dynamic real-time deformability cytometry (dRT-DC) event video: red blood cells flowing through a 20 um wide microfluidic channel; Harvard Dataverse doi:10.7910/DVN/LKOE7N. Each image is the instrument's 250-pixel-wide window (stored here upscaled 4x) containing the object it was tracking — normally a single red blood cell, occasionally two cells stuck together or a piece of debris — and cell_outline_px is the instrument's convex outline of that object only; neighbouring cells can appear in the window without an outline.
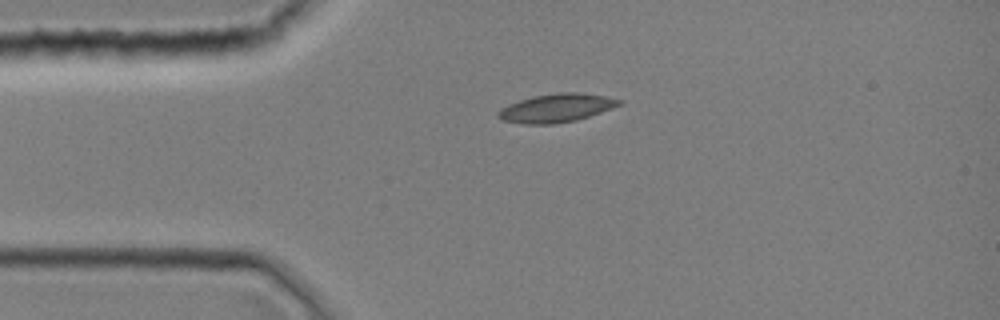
{"species": "common noctule bat (a hibernating species)", "species_latin": "Nyctalus noctula", "temperature_condition": "room temperature", "stored_images_in_passage": 2, "camera_frame_rate_fps": 3000, "um_per_image_px": 0.085, "animal": {"sex": "female", "body_mass_g": 19.0, "forearm_length_mm": 51.5}, "frame": {"image": 1, "passage_image": 1, "time_ms": 0.0, "image_size_px": [1000, 320], "cell_outline_px": [[624, 104], [576, 120], [552, 124], [524, 124], [500, 120], [496, 116], [496, 112], [500, 108], [508, 104], [532, 96], [560, 92], [576, 92], [604, 96], [624, 100]], "centroid_in_image_um": [47.26, 9.18], "position_along_channel_um": 37.7, "area_um2": 20.17}}